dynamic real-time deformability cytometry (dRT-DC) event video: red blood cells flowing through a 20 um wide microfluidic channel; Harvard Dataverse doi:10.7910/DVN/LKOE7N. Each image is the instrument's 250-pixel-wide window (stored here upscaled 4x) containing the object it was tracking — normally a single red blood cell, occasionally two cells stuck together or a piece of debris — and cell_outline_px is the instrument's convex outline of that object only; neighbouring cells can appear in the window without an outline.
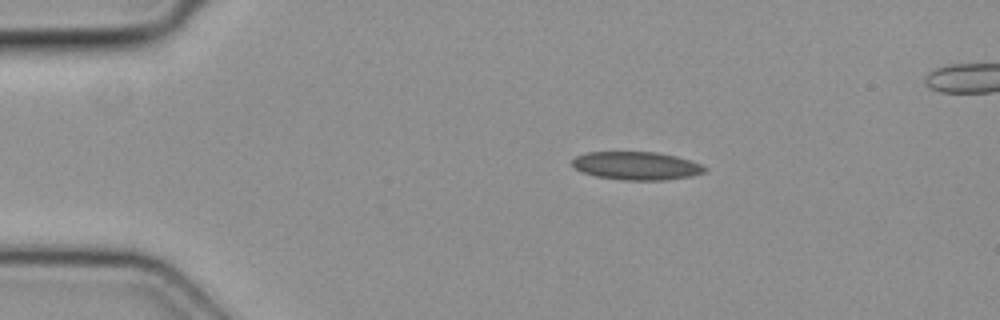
{"species": "common noctule bat (a hibernating species)", "species_latin": "Nyctalus noctula", "temperature_condition": "cold", "stored_images_in_passage": 5, "camera_frame_rate_fps": 3000, "um_per_image_px": 0.085, "animal": {"sex": "female", "body_mass_g": 19.3, "forearm_length_mm": 54.1}, "frame": {"image": 1, "passage_image": 2, "time_ms": 0.333, "image_size_px": [1000, 320], "cell_outline_px": [[708, 168], [704, 172], [692, 176], [664, 180], [620, 180], [596, 176], [580, 172], [572, 164], [572, 160], [576, 156], [588, 152], [656, 152], [676, 156], [700, 164]], "centroid_in_image_um": [54.08, 14.09], "position_along_channel_um": 30.9, "area_um2": 21.73}}
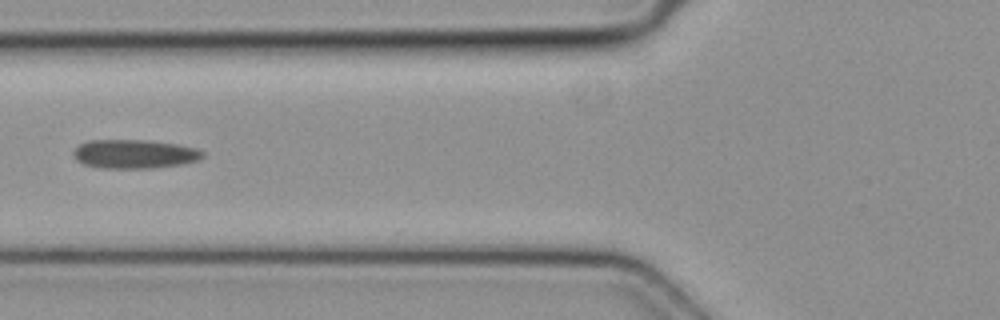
{"frame": {"image": 2, "passage_image": 5, "time_ms": 1.333, "image_size_px": [1000, 320], "cell_outline_px": [[204, 156], [200, 160], [180, 164], [156, 168], [100, 168], [84, 164], [76, 160], [72, 152], [80, 144], [88, 140], [144, 140], [176, 144], [196, 148], [204, 152]], "centroid_in_image_um": [11.42, 13.09], "position_along_channel_um": 114.4, "area_um2": 21.79}}